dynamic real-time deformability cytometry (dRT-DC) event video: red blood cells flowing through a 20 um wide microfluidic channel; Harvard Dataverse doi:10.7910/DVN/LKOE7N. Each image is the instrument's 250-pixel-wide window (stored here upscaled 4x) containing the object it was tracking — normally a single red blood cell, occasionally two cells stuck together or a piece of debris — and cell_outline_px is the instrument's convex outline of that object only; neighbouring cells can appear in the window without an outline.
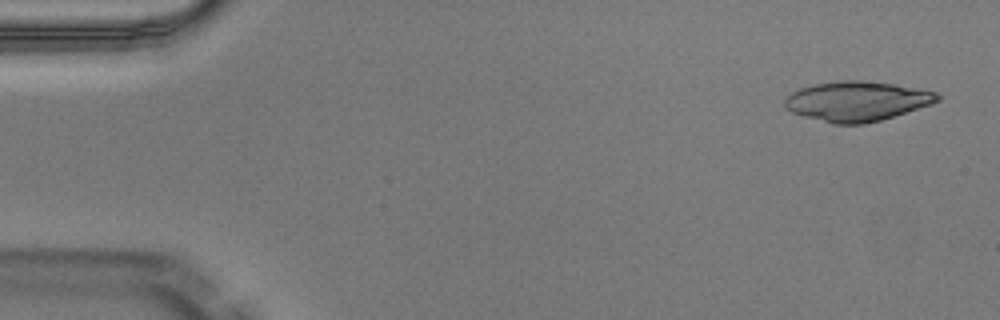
{"species": "Egyptian fruit bat (a non-hibernating species)", "species_latin": "Rousettus aegyptiacus", "temperature_condition": "warm", "stored_images_in_passage": 3, "camera_frame_rate_fps": 3000, "um_per_image_px": 0.085, "animal": {"sex": "male"}, "frame": {"image": 1, "passage_image": 1, "time_ms": 0.0, "image_size_px": [1000, 320], "cell_outline_px": [[940, 100], [932, 104], [880, 120], [864, 124], [832, 124], [804, 116], [792, 112], [784, 108], [784, 100], [792, 92], [800, 88], [816, 84], [844, 80], [860, 80], [892, 84], [920, 88], [936, 92], [940, 96]], "centroid_in_image_um": [72.84, 8.6], "position_along_channel_um": 12.2, "area_um2": 35.26}}